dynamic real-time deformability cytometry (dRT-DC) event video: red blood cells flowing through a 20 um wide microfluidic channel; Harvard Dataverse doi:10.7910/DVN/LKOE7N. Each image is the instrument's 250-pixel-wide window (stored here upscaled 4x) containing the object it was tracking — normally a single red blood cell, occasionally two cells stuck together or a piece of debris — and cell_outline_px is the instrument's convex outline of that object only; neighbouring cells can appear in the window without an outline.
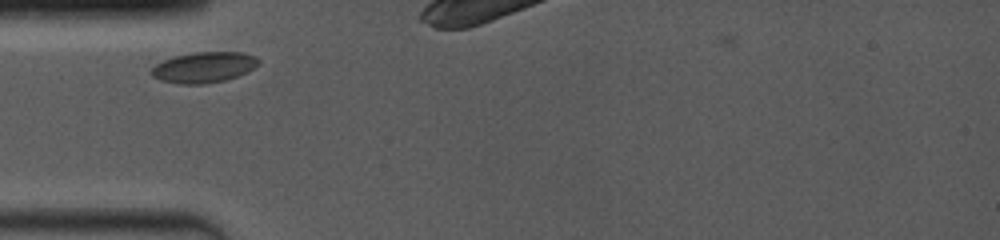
{"species": "common noctule bat (a hibernating species)", "species_latin": "Nyctalus noctula", "temperature_condition": "room temperature", "stored_images_in_passage": 9, "camera_frame_rate_fps": 4000, "um_per_image_px": 0.085, "animal": {"sex": "female", "body_mass_g": 19.0, "forearm_length_mm": 53.3}, "frame": {"image": 1, "passage_image": 2, "time_ms": 0.5, "image_size_px": [1000, 240], "cell_outline_px": [[260, 64], [236, 76], [224, 80], [204, 84], [180, 84], [160, 80], [152, 76], [148, 72], [156, 64], [164, 60], [176, 56], [192, 52], [244, 52], [256, 56], [260, 60]], "centroid_in_image_um": [17.31, 5.71], "position_along_channel_um": 67.7, "area_um2": 19.13}}
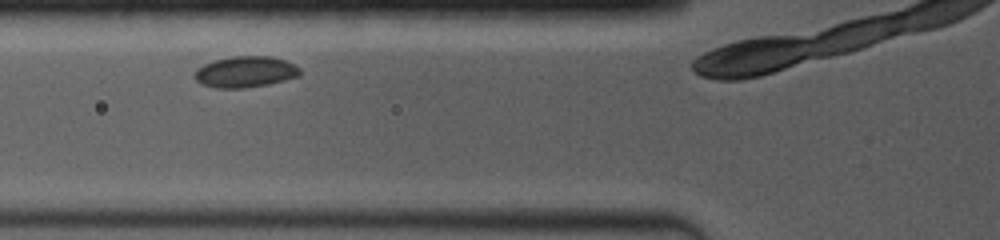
{"frame": {"image": 2, "passage_image": 3, "time_ms": 1.5, "image_size_px": [1000, 240], "cell_outline_px": [[300, 76], [268, 84], [244, 88], [216, 88], [200, 84], [192, 76], [196, 68], [204, 64], [216, 60], [232, 56], [272, 56], [284, 60], [300, 68]], "centroid_in_image_um": [20.82, 6.11], "position_along_channel_um": 105.0, "area_um2": 19.19}}
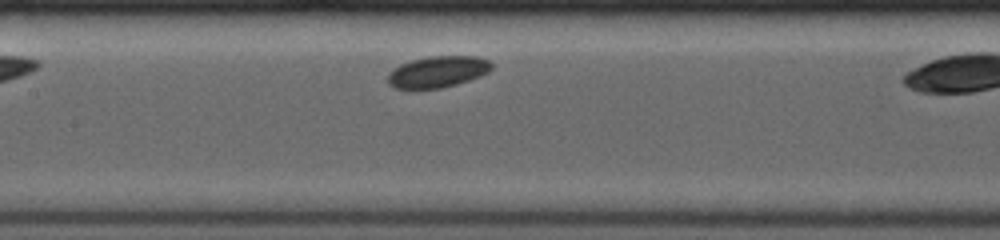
{"frame": {"image": 3, "passage_image": 7, "time_ms": 3.25, "image_size_px": [1000, 240], "cell_outline_px": [[492, 68], [488, 72], [480, 76], [456, 84], [440, 88], [408, 92], [392, 88], [388, 84], [388, 72], [400, 64], [412, 60], [432, 56], [476, 56], [488, 60], [492, 64]], "centroid_in_image_um": [37.12, 6.15], "position_along_channel_um": 170.3, "area_um2": 19.54}}